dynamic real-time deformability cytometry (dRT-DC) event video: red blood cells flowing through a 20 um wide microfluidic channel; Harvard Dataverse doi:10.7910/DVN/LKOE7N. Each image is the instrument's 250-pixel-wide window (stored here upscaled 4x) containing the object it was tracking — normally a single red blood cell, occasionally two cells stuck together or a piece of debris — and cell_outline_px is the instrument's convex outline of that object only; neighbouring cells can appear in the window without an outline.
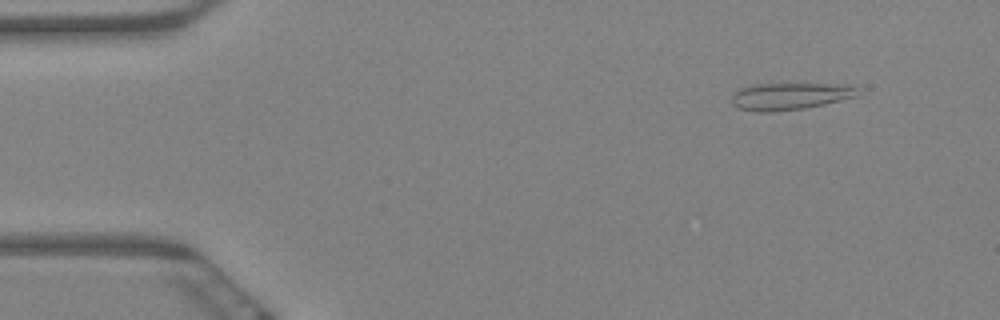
{"species": "Egyptian fruit bat (a non-hibernating species)", "species_latin": "Rousettus aegyptiacus", "temperature_condition": "warm", "stored_images_in_passage": 62, "camera_frame_rate_fps": 3000, "um_per_image_px": 0.085, "animal": {"sex": "female"}, "frame": {"image": 1, "passage_image": 6, "time_ms": 1.667, "image_size_px": [1000, 320], "cell_outline_px": [[860, 96], [824, 104], [804, 108], [772, 112], [756, 112], [736, 108], [732, 104], [732, 96], [740, 88], [752, 84], [848, 84], [856, 88]], "centroid_in_image_um": [67.14, 8.18], "position_along_channel_um": 17.9, "area_um2": 20.0}}
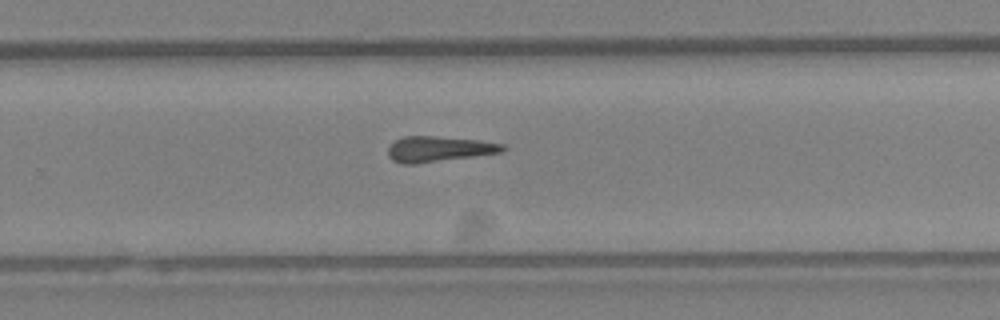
{"frame": {"image": 2, "passage_image": 40, "time_ms": 13.0, "image_size_px": [1000, 320], "cell_outline_px": [[508, 148], [504, 152], [416, 164], [400, 164], [392, 160], [388, 156], [388, 148], [396, 140], [404, 136], [432, 136], [480, 140], [504, 144]], "centroid_in_image_um": [37.33, 12.67], "position_along_channel_um": 292.5, "area_um2": 17.17}}
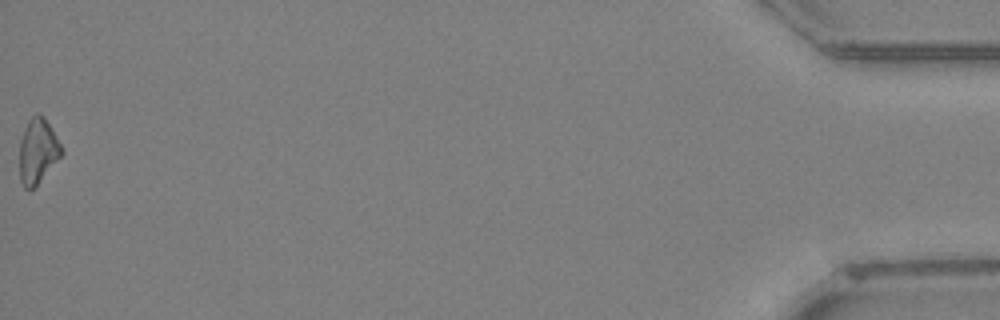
{"frame": {"image": 3, "passage_image": 62, "time_ms": 20.333, "image_size_px": [1000, 320], "cell_outline_px": [[64, 152], [36, 188], [28, 192], [24, 188], [20, 180], [20, 140], [24, 128], [28, 120], [36, 112], [40, 112], [44, 116], [52, 128], [64, 148]], "centroid_in_image_um": [3.23, 12.85], "position_along_channel_um": 432.0, "area_um2": 16.47}}